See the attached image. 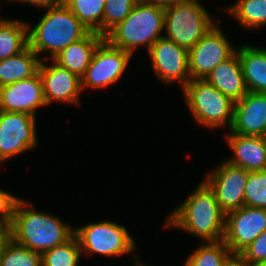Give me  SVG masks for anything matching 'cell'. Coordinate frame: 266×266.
Masks as SVG:
<instances>
[{
    "label": "cell",
    "instance_id": "cell-1",
    "mask_svg": "<svg viewBox=\"0 0 266 266\" xmlns=\"http://www.w3.org/2000/svg\"><path fill=\"white\" fill-rule=\"evenodd\" d=\"M173 226L201 237L205 242L223 240L225 213L215 193L203 180L198 188L168 216L166 227Z\"/></svg>",
    "mask_w": 266,
    "mask_h": 266
},
{
    "label": "cell",
    "instance_id": "cell-29",
    "mask_svg": "<svg viewBox=\"0 0 266 266\" xmlns=\"http://www.w3.org/2000/svg\"><path fill=\"white\" fill-rule=\"evenodd\" d=\"M138 0H106L103 10V36L125 20Z\"/></svg>",
    "mask_w": 266,
    "mask_h": 266
},
{
    "label": "cell",
    "instance_id": "cell-6",
    "mask_svg": "<svg viewBox=\"0 0 266 266\" xmlns=\"http://www.w3.org/2000/svg\"><path fill=\"white\" fill-rule=\"evenodd\" d=\"M164 37L190 50L216 24L198 0H187L164 9Z\"/></svg>",
    "mask_w": 266,
    "mask_h": 266
},
{
    "label": "cell",
    "instance_id": "cell-30",
    "mask_svg": "<svg viewBox=\"0 0 266 266\" xmlns=\"http://www.w3.org/2000/svg\"><path fill=\"white\" fill-rule=\"evenodd\" d=\"M250 266L266 261V230L240 253Z\"/></svg>",
    "mask_w": 266,
    "mask_h": 266
},
{
    "label": "cell",
    "instance_id": "cell-35",
    "mask_svg": "<svg viewBox=\"0 0 266 266\" xmlns=\"http://www.w3.org/2000/svg\"><path fill=\"white\" fill-rule=\"evenodd\" d=\"M8 236L7 230L0 229V251L3 244V240Z\"/></svg>",
    "mask_w": 266,
    "mask_h": 266
},
{
    "label": "cell",
    "instance_id": "cell-27",
    "mask_svg": "<svg viewBox=\"0 0 266 266\" xmlns=\"http://www.w3.org/2000/svg\"><path fill=\"white\" fill-rule=\"evenodd\" d=\"M198 247L185 262V266H222L223 261L231 253L223 240L207 242Z\"/></svg>",
    "mask_w": 266,
    "mask_h": 266
},
{
    "label": "cell",
    "instance_id": "cell-38",
    "mask_svg": "<svg viewBox=\"0 0 266 266\" xmlns=\"http://www.w3.org/2000/svg\"><path fill=\"white\" fill-rule=\"evenodd\" d=\"M136 266H146V265L145 264L143 265L142 262L138 261V259H137Z\"/></svg>",
    "mask_w": 266,
    "mask_h": 266
},
{
    "label": "cell",
    "instance_id": "cell-8",
    "mask_svg": "<svg viewBox=\"0 0 266 266\" xmlns=\"http://www.w3.org/2000/svg\"><path fill=\"white\" fill-rule=\"evenodd\" d=\"M132 54L112 46L104 39L97 47L91 63L81 78V89L108 87L121 77Z\"/></svg>",
    "mask_w": 266,
    "mask_h": 266
},
{
    "label": "cell",
    "instance_id": "cell-10",
    "mask_svg": "<svg viewBox=\"0 0 266 266\" xmlns=\"http://www.w3.org/2000/svg\"><path fill=\"white\" fill-rule=\"evenodd\" d=\"M36 118L0 111V163L37 145Z\"/></svg>",
    "mask_w": 266,
    "mask_h": 266
},
{
    "label": "cell",
    "instance_id": "cell-26",
    "mask_svg": "<svg viewBox=\"0 0 266 266\" xmlns=\"http://www.w3.org/2000/svg\"><path fill=\"white\" fill-rule=\"evenodd\" d=\"M82 251L79 241L73 235L64 244L55 246L44 251L42 255V266H77Z\"/></svg>",
    "mask_w": 266,
    "mask_h": 266
},
{
    "label": "cell",
    "instance_id": "cell-24",
    "mask_svg": "<svg viewBox=\"0 0 266 266\" xmlns=\"http://www.w3.org/2000/svg\"><path fill=\"white\" fill-rule=\"evenodd\" d=\"M0 266H42V255L7 236L0 251Z\"/></svg>",
    "mask_w": 266,
    "mask_h": 266
},
{
    "label": "cell",
    "instance_id": "cell-22",
    "mask_svg": "<svg viewBox=\"0 0 266 266\" xmlns=\"http://www.w3.org/2000/svg\"><path fill=\"white\" fill-rule=\"evenodd\" d=\"M28 26L25 22L0 19V60L23 52L28 47Z\"/></svg>",
    "mask_w": 266,
    "mask_h": 266
},
{
    "label": "cell",
    "instance_id": "cell-33",
    "mask_svg": "<svg viewBox=\"0 0 266 266\" xmlns=\"http://www.w3.org/2000/svg\"><path fill=\"white\" fill-rule=\"evenodd\" d=\"M146 4L154 5L163 9L169 8L173 5L179 4L187 0H140Z\"/></svg>",
    "mask_w": 266,
    "mask_h": 266
},
{
    "label": "cell",
    "instance_id": "cell-34",
    "mask_svg": "<svg viewBox=\"0 0 266 266\" xmlns=\"http://www.w3.org/2000/svg\"><path fill=\"white\" fill-rule=\"evenodd\" d=\"M17 1H21L22 3L25 2L27 4L29 3L32 5H37L46 9L57 6L63 2V0H17Z\"/></svg>",
    "mask_w": 266,
    "mask_h": 266
},
{
    "label": "cell",
    "instance_id": "cell-17",
    "mask_svg": "<svg viewBox=\"0 0 266 266\" xmlns=\"http://www.w3.org/2000/svg\"><path fill=\"white\" fill-rule=\"evenodd\" d=\"M204 80L234 102L242 99L248 92L237 50L229 59L214 68Z\"/></svg>",
    "mask_w": 266,
    "mask_h": 266
},
{
    "label": "cell",
    "instance_id": "cell-9",
    "mask_svg": "<svg viewBox=\"0 0 266 266\" xmlns=\"http://www.w3.org/2000/svg\"><path fill=\"white\" fill-rule=\"evenodd\" d=\"M215 25L188 51L190 79H205L221 62L236 51Z\"/></svg>",
    "mask_w": 266,
    "mask_h": 266
},
{
    "label": "cell",
    "instance_id": "cell-5",
    "mask_svg": "<svg viewBox=\"0 0 266 266\" xmlns=\"http://www.w3.org/2000/svg\"><path fill=\"white\" fill-rule=\"evenodd\" d=\"M185 103L196 121L205 127L217 128L234 119L235 102L204 79L190 80L183 88Z\"/></svg>",
    "mask_w": 266,
    "mask_h": 266
},
{
    "label": "cell",
    "instance_id": "cell-3",
    "mask_svg": "<svg viewBox=\"0 0 266 266\" xmlns=\"http://www.w3.org/2000/svg\"><path fill=\"white\" fill-rule=\"evenodd\" d=\"M48 10L32 30H28V47L37 55L51 51V59L68 45L84 38L90 31L62 2Z\"/></svg>",
    "mask_w": 266,
    "mask_h": 266
},
{
    "label": "cell",
    "instance_id": "cell-28",
    "mask_svg": "<svg viewBox=\"0 0 266 266\" xmlns=\"http://www.w3.org/2000/svg\"><path fill=\"white\" fill-rule=\"evenodd\" d=\"M244 197L245 206L266 209V170L249 172Z\"/></svg>",
    "mask_w": 266,
    "mask_h": 266
},
{
    "label": "cell",
    "instance_id": "cell-13",
    "mask_svg": "<svg viewBox=\"0 0 266 266\" xmlns=\"http://www.w3.org/2000/svg\"><path fill=\"white\" fill-rule=\"evenodd\" d=\"M148 54L153 70L163 82L170 84L180 80L184 88L191 80L188 50L185 48L161 37L150 47Z\"/></svg>",
    "mask_w": 266,
    "mask_h": 266
},
{
    "label": "cell",
    "instance_id": "cell-14",
    "mask_svg": "<svg viewBox=\"0 0 266 266\" xmlns=\"http://www.w3.org/2000/svg\"><path fill=\"white\" fill-rule=\"evenodd\" d=\"M46 106L42 80L34 76L0 87V111L26 113L36 116V108Z\"/></svg>",
    "mask_w": 266,
    "mask_h": 266
},
{
    "label": "cell",
    "instance_id": "cell-15",
    "mask_svg": "<svg viewBox=\"0 0 266 266\" xmlns=\"http://www.w3.org/2000/svg\"><path fill=\"white\" fill-rule=\"evenodd\" d=\"M38 72L47 105L53 101L79 104L82 91L80 77L61 67L54 60L51 66H47L41 60Z\"/></svg>",
    "mask_w": 266,
    "mask_h": 266
},
{
    "label": "cell",
    "instance_id": "cell-4",
    "mask_svg": "<svg viewBox=\"0 0 266 266\" xmlns=\"http://www.w3.org/2000/svg\"><path fill=\"white\" fill-rule=\"evenodd\" d=\"M165 25L164 9L140 0L130 15L106 35L105 39L114 47L133 54L136 47L145 45L147 51L161 37Z\"/></svg>",
    "mask_w": 266,
    "mask_h": 266
},
{
    "label": "cell",
    "instance_id": "cell-25",
    "mask_svg": "<svg viewBox=\"0 0 266 266\" xmlns=\"http://www.w3.org/2000/svg\"><path fill=\"white\" fill-rule=\"evenodd\" d=\"M228 10L243 27L251 29L266 25V0H239Z\"/></svg>",
    "mask_w": 266,
    "mask_h": 266
},
{
    "label": "cell",
    "instance_id": "cell-31",
    "mask_svg": "<svg viewBox=\"0 0 266 266\" xmlns=\"http://www.w3.org/2000/svg\"><path fill=\"white\" fill-rule=\"evenodd\" d=\"M19 200L18 197L0 189V229L7 230L12 224Z\"/></svg>",
    "mask_w": 266,
    "mask_h": 266
},
{
    "label": "cell",
    "instance_id": "cell-37",
    "mask_svg": "<svg viewBox=\"0 0 266 266\" xmlns=\"http://www.w3.org/2000/svg\"><path fill=\"white\" fill-rule=\"evenodd\" d=\"M262 139H263V144L266 150V134L262 136Z\"/></svg>",
    "mask_w": 266,
    "mask_h": 266
},
{
    "label": "cell",
    "instance_id": "cell-19",
    "mask_svg": "<svg viewBox=\"0 0 266 266\" xmlns=\"http://www.w3.org/2000/svg\"><path fill=\"white\" fill-rule=\"evenodd\" d=\"M104 39L105 36L90 31L84 38L64 48L52 60L82 78L91 63L95 50Z\"/></svg>",
    "mask_w": 266,
    "mask_h": 266
},
{
    "label": "cell",
    "instance_id": "cell-20",
    "mask_svg": "<svg viewBox=\"0 0 266 266\" xmlns=\"http://www.w3.org/2000/svg\"><path fill=\"white\" fill-rule=\"evenodd\" d=\"M237 54L248 91L266 93V50L244 45Z\"/></svg>",
    "mask_w": 266,
    "mask_h": 266
},
{
    "label": "cell",
    "instance_id": "cell-23",
    "mask_svg": "<svg viewBox=\"0 0 266 266\" xmlns=\"http://www.w3.org/2000/svg\"><path fill=\"white\" fill-rule=\"evenodd\" d=\"M106 0H63V3L91 32L103 35V10Z\"/></svg>",
    "mask_w": 266,
    "mask_h": 266
},
{
    "label": "cell",
    "instance_id": "cell-32",
    "mask_svg": "<svg viewBox=\"0 0 266 266\" xmlns=\"http://www.w3.org/2000/svg\"><path fill=\"white\" fill-rule=\"evenodd\" d=\"M222 266H250L240 253H230L223 261Z\"/></svg>",
    "mask_w": 266,
    "mask_h": 266
},
{
    "label": "cell",
    "instance_id": "cell-18",
    "mask_svg": "<svg viewBox=\"0 0 266 266\" xmlns=\"http://www.w3.org/2000/svg\"><path fill=\"white\" fill-rule=\"evenodd\" d=\"M227 141L235 156L226 161L249 172L266 170V150L262 137L231 132Z\"/></svg>",
    "mask_w": 266,
    "mask_h": 266
},
{
    "label": "cell",
    "instance_id": "cell-2",
    "mask_svg": "<svg viewBox=\"0 0 266 266\" xmlns=\"http://www.w3.org/2000/svg\"><path fill=\"white\" fill-rule=\"evenodd\" d=\"M27 206L29 203L18 201L12 224L7 229L8 237L15 243L42 254L64 244L74 235V229L59 218Z\"/></svg>",
    "mask_w": 266,
    "mask_h": 266
},
{
    "label": "cell",
    "instance_id": "cell-21",
    "mask_svg": "<svg viewBox=\"0 0 266 266\" xmlns=\"http://www.w3.org/2000/svg\"><path fill=\"white\" fill-rule=\"evenodd\" d=\"M29 47L23 52L0 60V87L34 76L41 59Z\"/></svg>",
    "mask_w": 266,
    "mask_h": 266
},
{
    "label": "cell",
    "instance_id": "cell-16",
    "mask_svg": "<svg viewBox=\"0 0 266 266\" xmlns=\"http://www.w3.org/2000/svg\"><path fill=\"white\" fill-rule=\"evenodd\" d=\"M230 132L259 137L266 134V93L248 91L235 102Z\"/></svg>",
    "mask_w": 266,
    "mask_h": 266
},
{
    "label": "cell",
    "instance_id": "cell-12",
    "mask_svg": "<svg viewBox=\"0 0 266 266\" xmlns=\"http://www.w3.org/2000/svg\"><path fill=\"white\" fill-rule=\"evenodd\" d=\"M248 174L249 171L225 161L205 177L204 181L215 193L216 200L225 214L245 205Z\"/></svg>",
    "mask_w": 266,
    "mask_h": 266
},
{
    "label": "cell",
    "instance_id": "cell-11",
    "mask_svg": "<svg viewBox=\"0 0 266 266\" xmlns=\"http://www.w3.org/2000/svg\"><path fill=\"white\" fill-rule=\"evenodd\" d=\"M266 230V209L243 206L225 214L223 241L231 253H241Z\"/></svg>",
    "mask_w": 266,
    "mask_h": 266
},
{
    "label": "cell",
    "instance_id": "cell-7",
    "mask_svg": "<svg viewBox=\"0 0 266 266\" xmlns=\"http://www.w3.org/2000/svg\"><path fill=\"white\" fill-rule=\"evenodd\" d=\"M81 251L101 255L121 256L135 250L136 245L122 225L104 221L74 229Z\"/></svg>",
    "mask_w": 266,
    "mask_h": 266
},
{
    "label": "cell",
    "instance_id": "cell-36",
    "mask_svg": "<svg viewBox=\"0 0 266 266\" xmlns=\"http://www.w3.org/2000/svg\"><path fill=\"white\" fill-rule=\"evenodd\" d=\"M252 266H266V261H262V262H259V263H256Z\"/></svg>",
    "mask_w": 266,
    "mask_h": 266
}]
</instances>
